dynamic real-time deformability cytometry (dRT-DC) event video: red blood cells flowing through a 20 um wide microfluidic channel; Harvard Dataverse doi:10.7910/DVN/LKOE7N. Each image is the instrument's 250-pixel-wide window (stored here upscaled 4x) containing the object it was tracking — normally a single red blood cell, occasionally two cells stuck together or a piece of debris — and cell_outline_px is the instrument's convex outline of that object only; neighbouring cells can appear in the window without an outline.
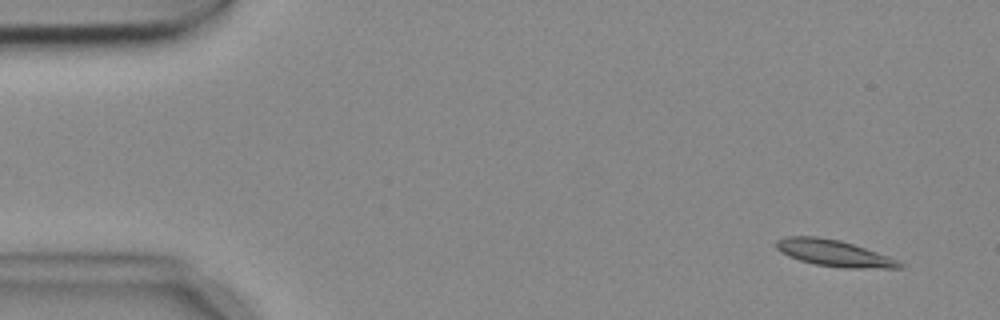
{"species": "common noctule bat (a hibernating species)", "species_latin": "Nyctalus noctula", "temperature_condition": "cold", "stored_images_in_passage": 5, "camera_frame_rate_fps": 3000, "um_per_image_px": 0.085, "animal": {"sex": "female", "body_mass_g": 18.4}, "frame": {"image": 1, "passage_image": 2, "time_ms": 0.333, "image_size_px": [1000, 320], "cell_outline_px": [[904, 268], [844, 268], [816, 264], [800, 260], [788, 256], [780, 252], [776, 248], [776, 240], [784, 236], [816, 236], [840, 240], [888, 256], [904, 264]], "centroid_in_image_um": [70.85, 21.51], "position_along_channel_um": 14.1, "area_um2": 18.9}}
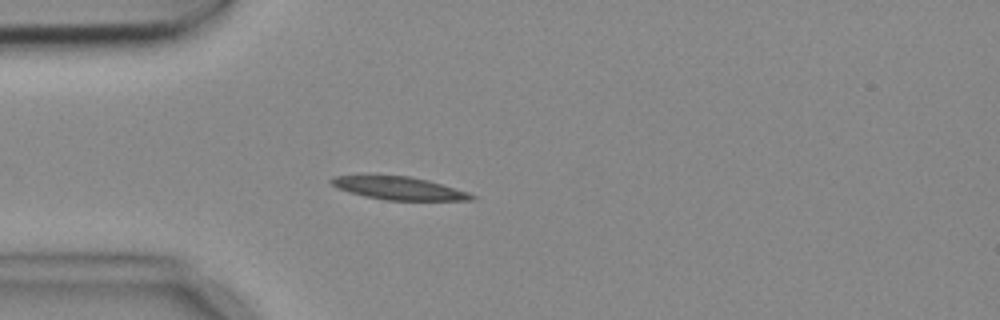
{"frame": {"image": 2, "passage_image": 5, "time_ms": 1.333, "image_size_px": [1000, 320], "cell_outline_px": [[476, 196], [472, 200], [384, 200], [364, 196], [348, 192], [336, 188], [328, 180], [332, 176], [408, 176], [428, 180], [468, 192]], "centroid_in_image_um": [33.88, 16.01], "position_along_channel_um": 51.1, "area_um2": 18.55}}